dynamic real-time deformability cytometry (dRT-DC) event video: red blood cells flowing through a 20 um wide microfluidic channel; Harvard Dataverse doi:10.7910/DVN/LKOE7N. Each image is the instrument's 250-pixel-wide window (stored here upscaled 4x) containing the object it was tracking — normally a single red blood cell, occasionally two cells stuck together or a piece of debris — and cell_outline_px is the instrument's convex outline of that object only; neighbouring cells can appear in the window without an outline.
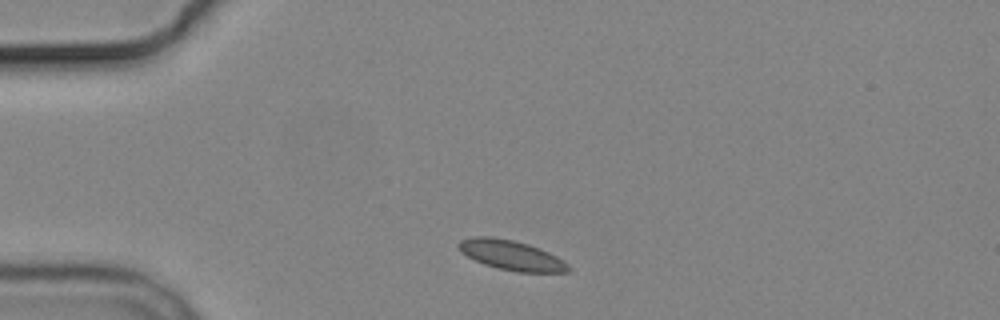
{"species": "common noctule bat (a hibernating species)", "species_latin": "Nyctalus noctula", "temperature_condition": "cold", "stored_images_in_passage": 3, "camera_frame_rate_fps": 3000, "um_per_image_px": 0.085, "animal": {"sex": "male", "body_mass_g": 19.2, "forearm_length_mm": 51.8}, "frame": {"image": 1, "passage_image": 1, "time_ms": 0.0, "image_size_px": [1000, 320], "cell_outline_px": [[572, 272], [516, 272], [484, 264], [460, 252], [456, 248], [456, 244], [460, 240], [472, 236], [488, 236], [512, 240], [528, 244], [540, 248], [564, 260], [572, 268]], "centroid_in_image_um": [43.46, 21.69], "position_along_channel_um": 41.5, "area_um2": 19.19}}